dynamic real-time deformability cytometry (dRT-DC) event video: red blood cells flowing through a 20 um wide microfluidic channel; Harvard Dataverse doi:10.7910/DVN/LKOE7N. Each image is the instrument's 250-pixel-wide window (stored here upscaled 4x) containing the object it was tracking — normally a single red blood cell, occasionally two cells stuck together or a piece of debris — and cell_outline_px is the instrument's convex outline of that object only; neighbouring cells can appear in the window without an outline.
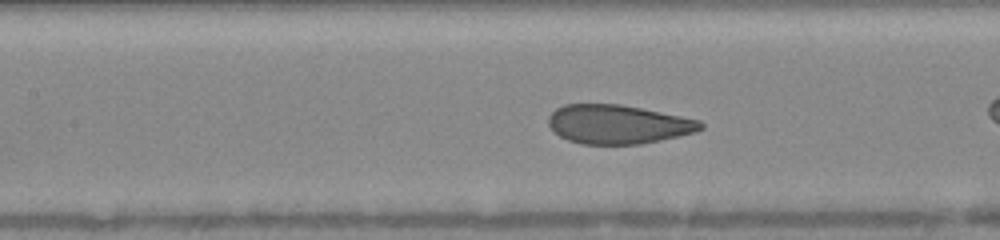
{"species": "human", "species_latin": "Homo sapiens", "temperature_condition": "warm", "stored_images_in_passage": 42, "camera_frame_rate_fps": 3000, "um_per_image_px": 0.085, "donor": {"sex": "female"}, "frame": {"image": 1, "passage_image": 18, "time_ms": 4.667, "image_size_px": [1000, 240], "cell_outline_px": [[704, 128], [696, 132], [660, 140], [640, 144], [580, 144], [568, 140], [560, 136], [548, 124], [548, 116], [556, 108], [564, 104], [620, 104], [700, 120], [704, 124]], "centroid_in_image_um": [52.52, 10.56], "position_along_channel_um": 154.9, "area_um2": 34.45}}
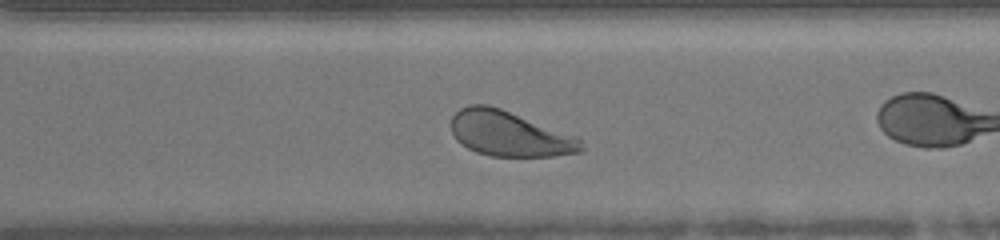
{"frame": {"image": 2, "passage_image": 36, "time_ms": 9.0, "image_size_px": [1000, 240], "cell_outline_px": [[584, 152], [552, 156], [492, 156], [476, 152], [460, 144], [456, 140], [452, 132], [452, 116], [460, 108], [468, 104], [488, 104], [500, 108], [576, 136], [580, 140], [584, 148]], "centroid_in_image_um": [43.29, 11.37], "position_along_channel_um": 327.3, "area_um2": 34.22}}